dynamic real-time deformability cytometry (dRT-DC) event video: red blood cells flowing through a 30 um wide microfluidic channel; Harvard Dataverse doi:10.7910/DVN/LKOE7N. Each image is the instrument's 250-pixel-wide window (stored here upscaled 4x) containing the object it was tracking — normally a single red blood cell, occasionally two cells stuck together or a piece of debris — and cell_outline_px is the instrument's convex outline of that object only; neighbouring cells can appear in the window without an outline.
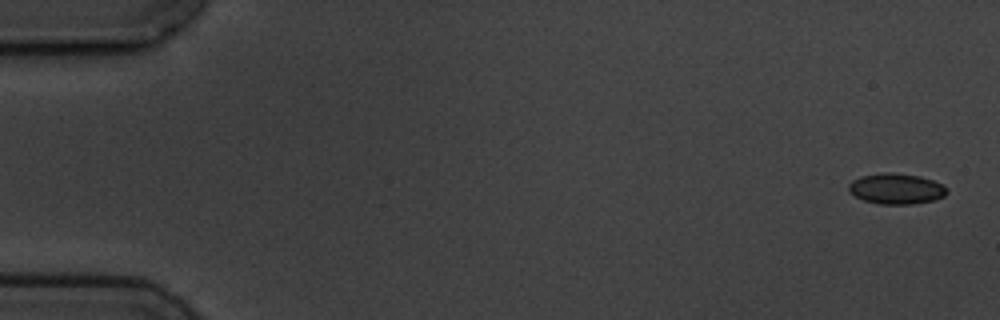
{"species": "common noctule bat (a hibernating species)", "species_latin": "Nyctalus noctula", "temperature_condition": "cold", "stored_images_in_passage": 6, "camera_frame_rate_fps": 3000, "um_per_image_px": 0.085, "animal": {"sex": "male", "body_mass_g": 19.5, "forearm_length_mm": 54.6}, "frame": {"image": 1, "passage_image": 1, "time_ms": 0.0, "image_size_px": [1000, 320], "cell_outline_px": [[948, 192], [944, 196], [932, 200], [912, 204], [880, 204], [864, 200], [848, 192], [848, 184], [852, 180], [860, 176], [884, 172], [892, 172], [920, 176], [944, 184], [948, 188]], "centroid_in_image_um": [76.18, 16.03], "position_along_channel_um": 8.8, "area_um2": 17.69}}
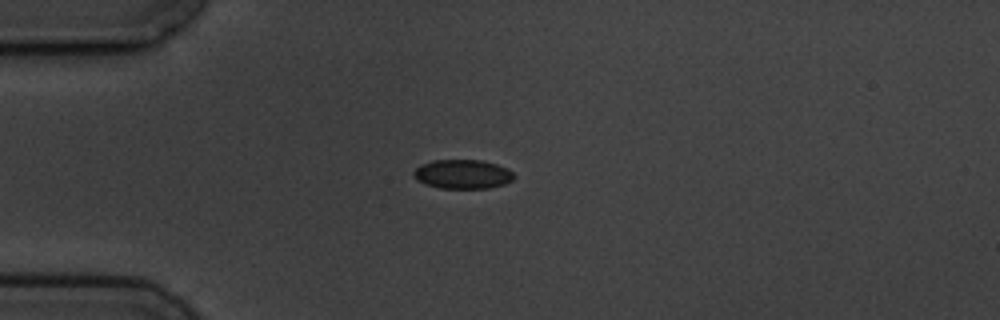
{"frame": {"image": 2, "passage_image": 5, "time_ms": 4.333, "image_size_px": [1000, 320], "cell_outline_px": [[516, 176], [512, 180], [504, 184], [488, 188], [440, 188], [424, 184], [416, 180], [412, 176], [412, 172], [420, 164], [432, 160], [480, 160], [496, 164], [508, 168]], "centroid_in_image_um": [39.29, 14.8], "position_along_channel_um": 45.7, "area_um2": 17.22}}